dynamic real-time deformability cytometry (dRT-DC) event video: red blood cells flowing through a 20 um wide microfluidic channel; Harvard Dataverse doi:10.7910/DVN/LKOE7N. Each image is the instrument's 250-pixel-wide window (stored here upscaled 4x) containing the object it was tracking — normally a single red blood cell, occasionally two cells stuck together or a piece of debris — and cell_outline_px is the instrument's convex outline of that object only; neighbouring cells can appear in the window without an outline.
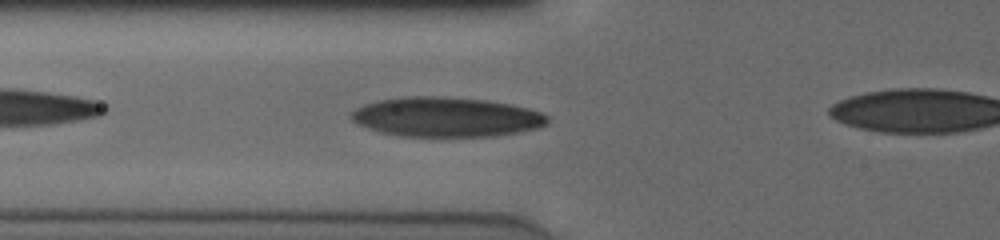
{"species": "human", "species_latin": "Homo sapiens", "temperature_condition": "cold", "stored_images_in_passage": 31, "camera_frame_rate_fps": 3000, "um_per_image_px": 0.085, "donor": {"sex": "male"}, "frame": {"image": 1, "passage_image": 4, "time_ms": 1.0, "image_size_px": [1000, 240], "cell_outline_px": [[548, 124], [540, 128], [496, 136], [400, 136], [380, 132], [368, 128], [352, 120], [348, 116], [356, 108], [364, 104], [380, 100], [412, 96], [436, 96], [484, 100], [508, 104], [528, 108], [540, 112], [548, 116]], "centroid_in_image_um": [37.94, 9.95], "position_along_channel_um": 87.9, "area_um2": 45.14}}
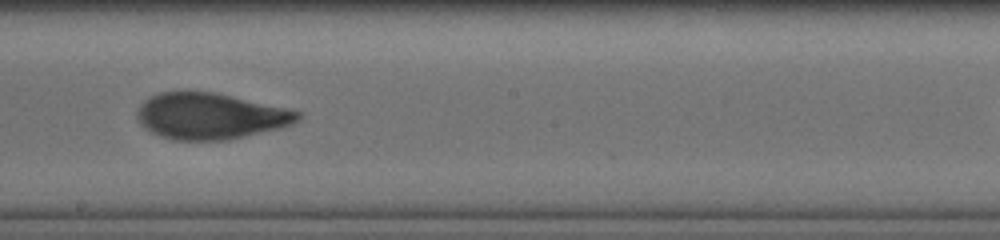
{"frame": {"image": 2, "passage_image": 15, "time_ms": 4.667, "image_size_px": [1000, 240], "cell_outline_px": [[300, 120], [292, 124], [280, 128], [228, 140], [172, 140], [160, 136], [144, 128], [140, 124], [136, 116], [136, 112], [140, 104], [144, 100], [160, 92], [188, 88], [216, 92], [284, 108], [300, 112]], "centroid_in_image_um": [17.8, 9.84], "position_along_channel_um": 230.4, "area_um2": 43.87}}
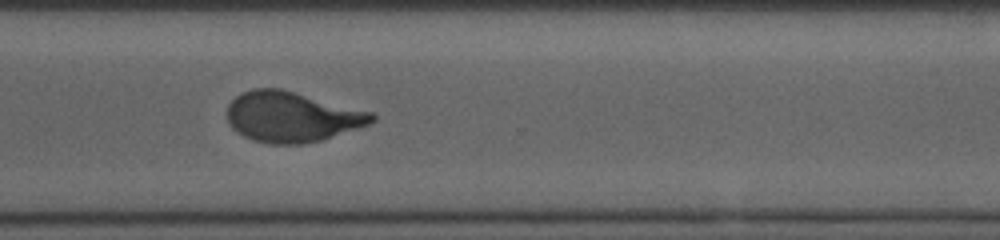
{"frame": {"image": 3, "passage_image": 24, "time_ms": 7.667, "image_size_px": [1000, 240], "cell_outline_px": [[376, 120], [368, 124], [324, 140], [304, 144], [272, 144], [252, 140], [236, 132], [232, 128], [228, 120], [228, 104], [236, 96], [252, 88], [280, 88], [372, 112], [376, 116]], "centroid_in_image_um": [24.8, 9.94], "position_along_channel_um": 345.8, "area_um2": 42.43}}